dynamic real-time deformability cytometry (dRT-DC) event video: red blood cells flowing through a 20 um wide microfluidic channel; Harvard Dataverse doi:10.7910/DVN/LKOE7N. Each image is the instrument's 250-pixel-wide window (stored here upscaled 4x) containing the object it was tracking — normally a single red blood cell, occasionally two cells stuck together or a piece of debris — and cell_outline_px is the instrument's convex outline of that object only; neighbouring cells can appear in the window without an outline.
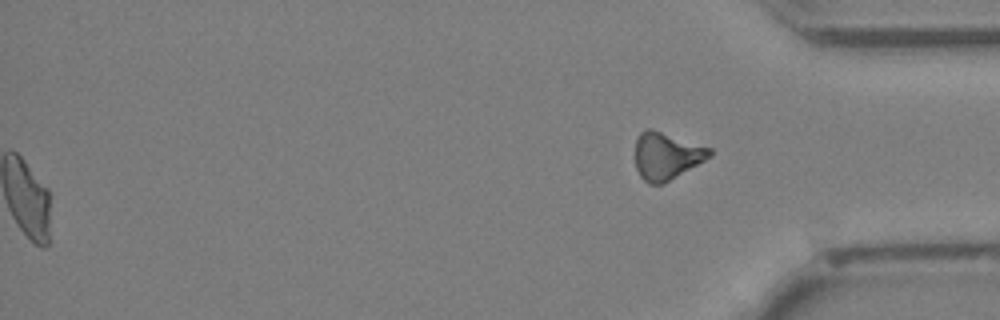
{"species": "Egyptian fruit bat (a non-hibernating species)", "species_latin": "Rousettus aegyptiacus", "temperature_condition": "cold", "stored_images_in_passage": 42, "segment_of_instrument_passage": [2, 2], "camera_frame_rate_fps": 3000, "um_per_image_px": 0.085, "animal": {"sex": "female"}, "frame": {"image": 1, "passage_image": 42, "time_ms": 13.667, "image_size_px": [1000, 320], "cell_outline_px": [[712, 156], [664, 184], [648, 184], [640, 176], [636, 168], [636, 140], [640, 132], [644, 128], [652, 128], [712, 148]], "centroid_in_image_um": [56.65, 13.24], "position_along_channel_um": 378.5, "area_um2": 20.69}}